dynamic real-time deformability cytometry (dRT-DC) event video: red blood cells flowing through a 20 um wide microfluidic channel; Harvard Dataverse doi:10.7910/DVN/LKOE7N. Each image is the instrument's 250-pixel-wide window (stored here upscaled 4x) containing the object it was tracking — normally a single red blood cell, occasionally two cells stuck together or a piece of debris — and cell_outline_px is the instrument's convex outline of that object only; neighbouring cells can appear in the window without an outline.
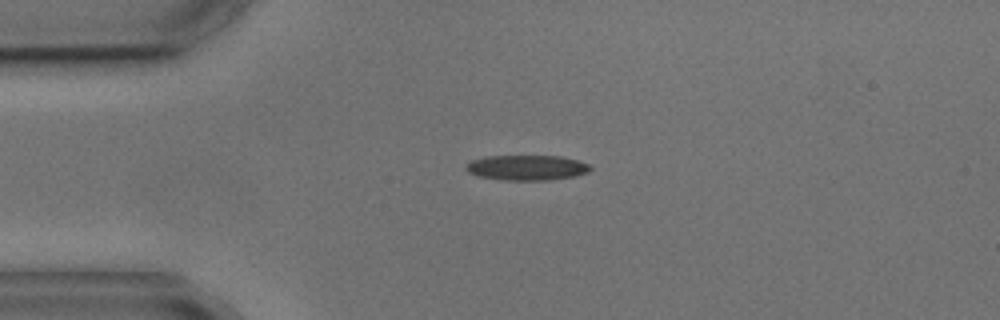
{"species": "common noctule bat (a hibernating species)", "species_latin": "Nyctalus noctula", "temperature_condition": "cold", "stored_images_in_passage": 8, "camera_frame_rate_fps": 3000, "um_per_image_px": 0.085, "animal": {"sex": "male", "body_mass_g": 17.9, "forearm_length_mm": 54.2}, "frame": {"image": 1, "passage_image": 1, "time_ms": 0.0, "image_size_px": [1000, 320], "cell_outline_px": [[592, 168], [588, 172], [576, 176], [548, 180], [500, 180], [476, 176], [468, 172], [464, 168], [472, 160], [484, 156], [560, 156], [576, 160], [588, 164]], "centroid_in_image_um": [44.75, 14.26], "position_along_channel_um": 40.3, "area_um2": 18.32}}
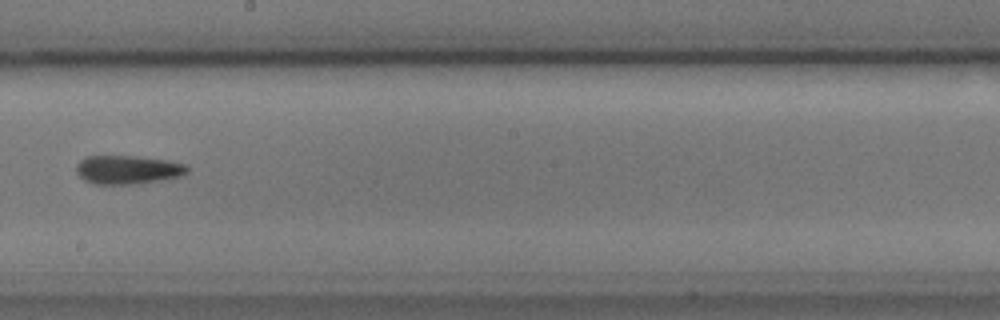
{"frame": {"image": 2, "passage_image": 6, "time_ms": 6.0, "image_size_px": [1000, 320], "cell_outline_px": [[188, 172], [180, 176], [132, 184], [96, 184], [84, 180], [76, 172], [76, 164], [84, 156], [136, 156], [168, 160], [188, 164]], "centroid_in_image_um": [10.84, 14.41], "position_along_channel_um": 237.4, "area_um2": 18.5}}
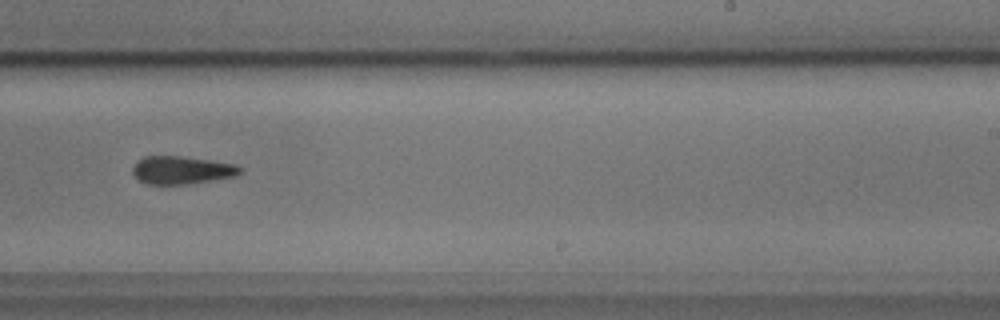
{"frame": {"image": 3, "passage_image": 7, "time_ms": 7.0, "image_size_px": [1000, 320], "cell_outline_px": [[244, 172], [232, 176], [184, 184], [148, 184], [136, 180], [132, 172], [132, 168], [136, 160], [144, 156], [180, 156], [236, 164], [244, 168]], "centroid_in_image_um": [15.39, 14.45], "position_along_channel_um": 273.6, "area_um2": 17.46}}